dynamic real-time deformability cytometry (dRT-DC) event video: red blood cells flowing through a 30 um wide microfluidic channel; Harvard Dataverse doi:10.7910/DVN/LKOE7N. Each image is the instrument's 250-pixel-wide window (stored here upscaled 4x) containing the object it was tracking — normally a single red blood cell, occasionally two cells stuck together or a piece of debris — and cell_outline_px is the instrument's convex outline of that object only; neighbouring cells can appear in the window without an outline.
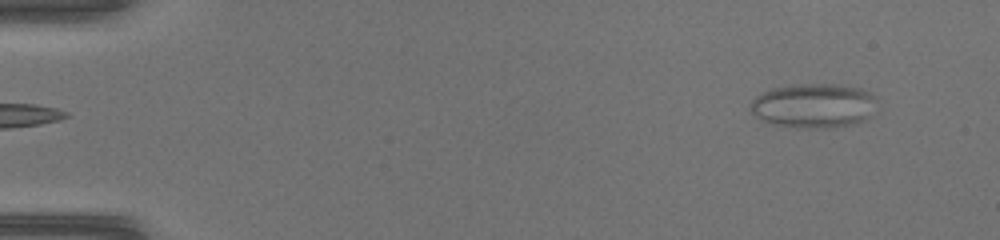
{"species": "common noctule bat (a hibernating species)", "species_latin": "Nyctalus noctula", "temperature_condition": "warm", "stored_images_in_passage": 44, "camera_frame_rate_fps": 3000, "um_per_image_px": 0.085, "animal": {"sex": "female", "body_mass_g": 17.0, "forearm_length_mm": 48.0}, "frame": {"image": 1, "passage_image": 1, "time_ms": 0.0, "image_size_px": [1000, 240], "cell_outline_px": [[876, 100], [868, 116], [864, 120], [852, 124], [776, 124], [764, 120], [756, 116], [748, 108], [752, 100], [756, 96], [772, 88], [792, 84], [840, 84], [860, 88], [876, 96]], "centroid_in_image_um": [69.14, 8.88], "position_along_channel_um": 15.9, "area_um2": 31.1}}